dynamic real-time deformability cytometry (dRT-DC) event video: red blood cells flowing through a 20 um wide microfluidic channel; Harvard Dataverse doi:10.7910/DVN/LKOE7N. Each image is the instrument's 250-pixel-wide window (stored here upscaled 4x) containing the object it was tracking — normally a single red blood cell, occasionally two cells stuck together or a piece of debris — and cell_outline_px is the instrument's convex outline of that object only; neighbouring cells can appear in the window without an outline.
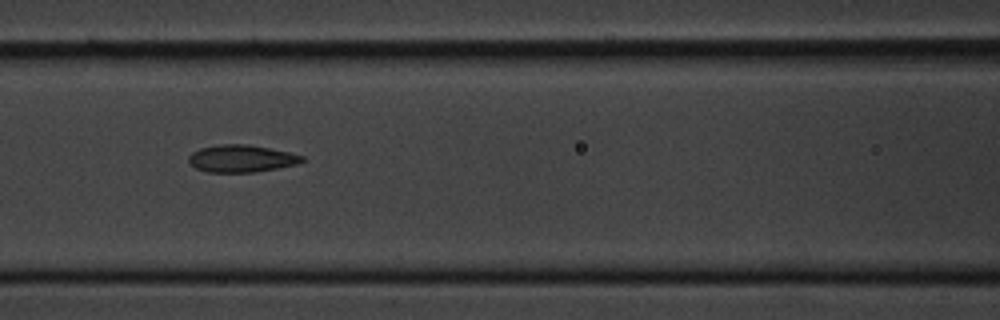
{"species": "common noctule bat (a hibernating species)", "species_latin": "Nyctalus noctula", "temperature_condition": "cold", "stored_images_in_passage": 16, "camera_frame_rate_fps": 3000, "um_per_image_px": 0.085, "animal": {"sex": "male", "body_mass_g": 20.1, "forearm_length_mm": 53.5}, "frame": {"image": 1, "passage_image": 7, "time_ms": 2.0, "image_size_px": [1000, 320], "cell_outline_px": [[304, 160], [296, 164], [256, 172], [208, 172], [196, 168], [188, 164], [188, 156], [192, 152], [200, 148], [220, 144], [244, 144], [268, 148], [288, 152], [304, 156]], "centroid_in_image_um": [20.47, 13.48], "position_along_channel_um": 146.1, "area_um2": 17.92}}
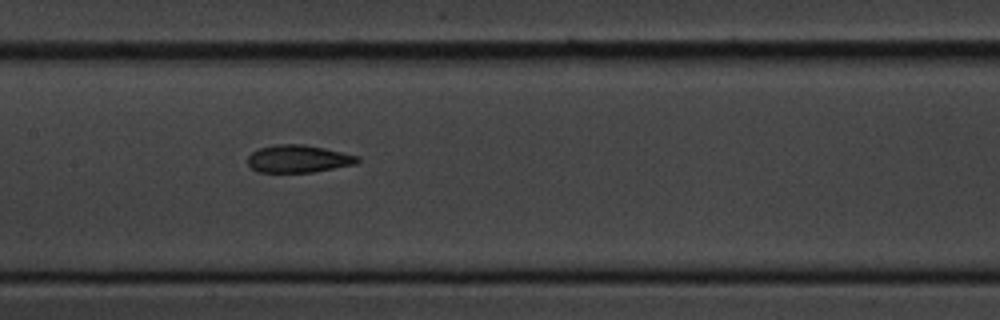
{"frame": {"image": 2, "passage_image": 10, "time_ms": 3.0, "image_size_px": [1000, 320], "cell_outline_px": [[360, 160], [356, 164], [312, 172], [256, 172], [248, 164], [248, 156], [252, 152], [260, 148], [276, 144], [304, 144], [324, 148], [360, 156]], "centroid_in_image_um": [25.36, 13.49], "position_along_channel_um": 182.0, "area_um2": 17.63}}
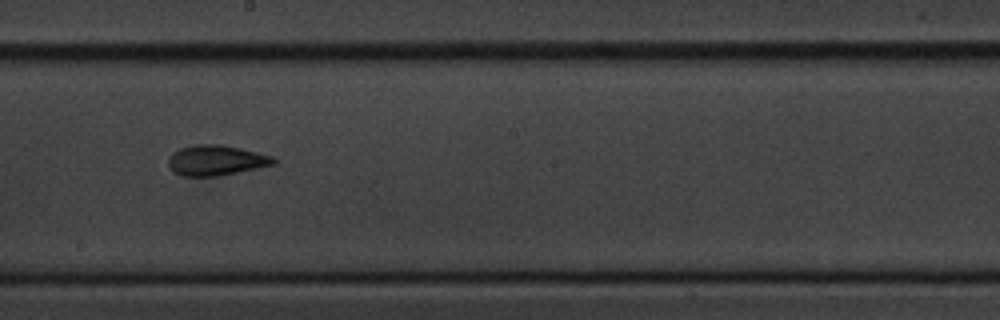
{"frame": {"image": 3, "passage_image": 14, "time_ms": 4.333, "image_size_px": [1000, 320], "cell_outline_px": [[276, 164], [220, 176], [184, 176], [176, 172], [168, 164], [168, 156], [172, 152], [180, 148], [196, 144], [220, 144], [240, 148], [272, 156], [276, 160]], "centroid_in_image_um": [18.37, 13.62], "position_along_channel_um": 229.8, "area_um2": 18.55}}